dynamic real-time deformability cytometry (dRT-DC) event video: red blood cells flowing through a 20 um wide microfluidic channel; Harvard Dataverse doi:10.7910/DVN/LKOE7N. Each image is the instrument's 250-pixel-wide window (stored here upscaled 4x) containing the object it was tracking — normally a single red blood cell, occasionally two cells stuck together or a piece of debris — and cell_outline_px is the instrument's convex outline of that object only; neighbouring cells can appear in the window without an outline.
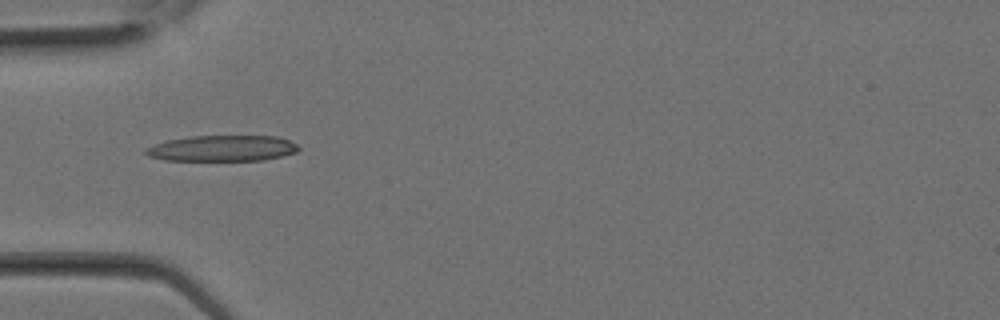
{"species": "Egyptian fruit bat (a non-hibernating species)", "species_latin": "Rousettus aegyptiacus", "temperature_condition": "room temperature", "stored_images_in_passage": 20, "camera_frame_rate_fps": 3000, "um_per_image_px": 0.085, "animal": {"sex": "female"}, "frame": {"image": 1, "passage_image": 9, "time_ms": 2.667, "image_size_px": [1000, 320], "cell_outline_px": [[300, 148], [296, 152], [264, 160], [164, 160], [148, 156], [144, 152], [144, 148], [164, 140], [192, 136], [276, 136], [288, 140], [296, 144]], "centroid_in_image_um": [18.84, 12.6], "position_along_channel_um": 66.2, "area_um2": 23.06}}
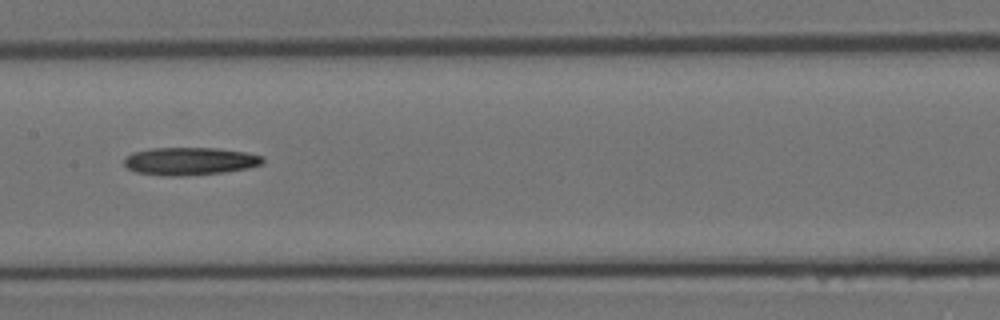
{"frame": {"image": 2, "passage_image": 14, "time_ms": 4.333, "image_size_px": [1000, 320], "cell_outline_px": [[264, 164], [248, 168], [224, 172], [180, 176], [164, 176], [136, 172], [128, 168], [124, 164], [124, 156], [132, 152], [152, 148], [216, 148], [248, 152], [264, 156]], "centroid_in_image_um": [16.15, 13.69], "position_along_channel_um": 191.3, "area_um2": 22.66}}
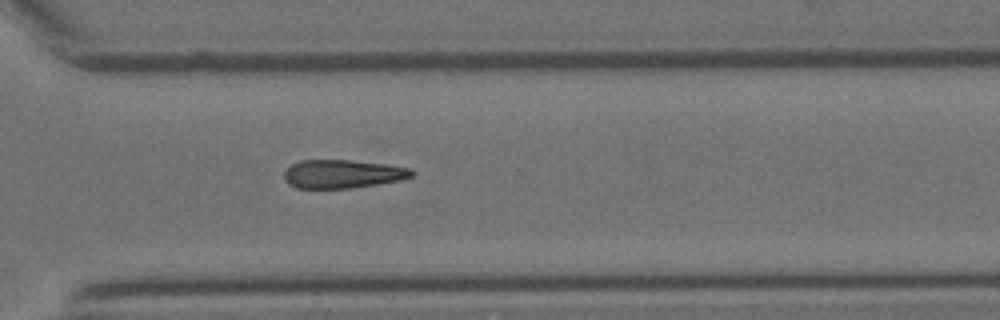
{"frame": {"image": 3, "passage_image": 20, "time_ms": 6.333, "image_size_px": [1000, 320], "cell_outline_px": [[416, 172], [412, 176], [400, 180], [352, 188], [296, 188], [288, 184], [284, 180], [284, 172], [292, 164], [300, 160], [348, 160], [388, 164], [412, 168]], "centroid_in_image_um": [29.13, 14.78], "position_along_channel_um": 341.5, "area_um2": 21.27}}